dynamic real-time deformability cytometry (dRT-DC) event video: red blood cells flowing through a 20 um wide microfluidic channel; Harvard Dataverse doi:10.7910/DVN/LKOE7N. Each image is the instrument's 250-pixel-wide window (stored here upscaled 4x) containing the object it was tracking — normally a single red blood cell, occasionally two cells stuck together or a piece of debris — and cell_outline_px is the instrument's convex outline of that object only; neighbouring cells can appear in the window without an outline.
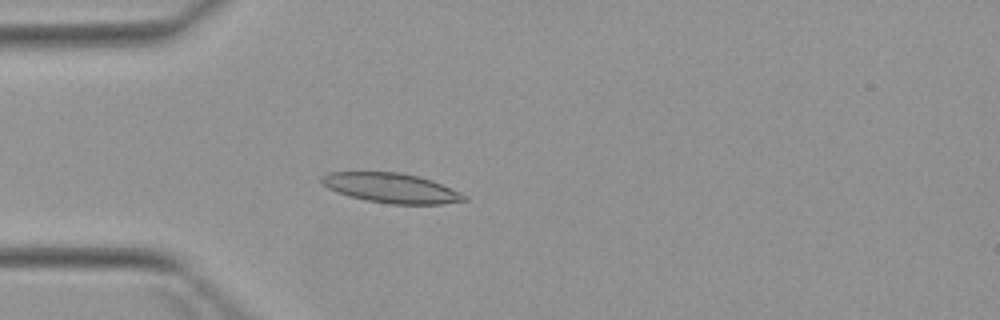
{"species": "Egyptian fruit bat (a non-hibernating species)", "species_latin": "Rousettus aegyptiacus", "temperature_condition": "warm", "stored_images_in_passage": 5, "camera_frame_rate_fps": 3000, "um_per_image_px": 0.085, "animal": {"sex": "female"}, "frame": {"image": 1, "passage_image": 5, "time_ms": 5.667, "image_size_px": [1000, 320], "cell_outline_px": [[468, 200], [444, 204], [392, 204], [364, 200], [348, 196], [336, 192], [328, 188], [320, 180], [320, 176], [328, 172], [400, 172], [420, 176], [432, 180], [460, 192], [468, 196]], "centroid_in_image_um": [33.26, 15.98], "position_along_channel_um": 51.7, "area_um2": 24.91}}